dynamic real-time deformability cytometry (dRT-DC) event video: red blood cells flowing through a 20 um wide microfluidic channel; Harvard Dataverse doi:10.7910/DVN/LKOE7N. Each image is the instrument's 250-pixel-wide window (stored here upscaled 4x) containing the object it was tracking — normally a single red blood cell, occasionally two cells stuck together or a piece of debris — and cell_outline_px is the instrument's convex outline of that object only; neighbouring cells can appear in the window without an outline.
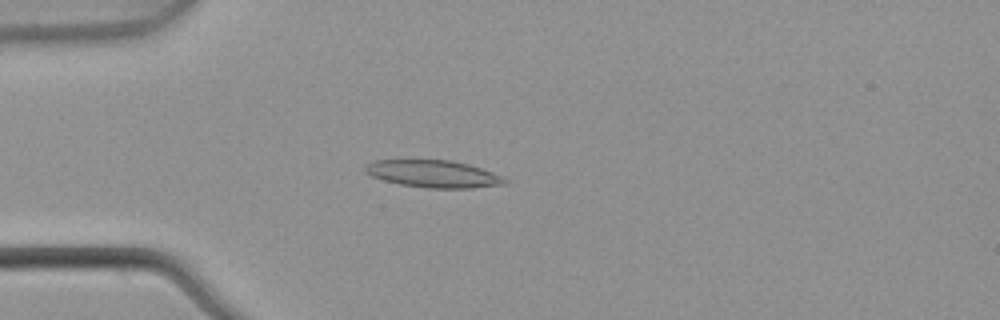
{"species": "common noctule bat (a hibernating species)", "species_latin": "Nyctalus noctula", "temperature_condition": "warm", "stored_images_in_passage": 3, "camera_frame_rate_fps": 3000, "um_per_image_px": 0.085, "animal": {"sex": "male", "body_mass_g": 21.5, "forearm_length_mm": 52.0}, "frame": {"image": 1, "passage_image": 3, "time_ms": 0.667, "image_size_px": [1000, 320], "cell_outline_px": [[508, 180], [504, 184], [472, 188], [428, 188], [400, 184], [384, 180], [372, 176], [364, 172], [364, 168], [368, 164], [376, 160], [452, 160], [468, 164], [492, 172]], "centroid_in_image_um": [36.82, 14.78], "position_along_channel_um": 48.2, "area_um2": 21.96}}